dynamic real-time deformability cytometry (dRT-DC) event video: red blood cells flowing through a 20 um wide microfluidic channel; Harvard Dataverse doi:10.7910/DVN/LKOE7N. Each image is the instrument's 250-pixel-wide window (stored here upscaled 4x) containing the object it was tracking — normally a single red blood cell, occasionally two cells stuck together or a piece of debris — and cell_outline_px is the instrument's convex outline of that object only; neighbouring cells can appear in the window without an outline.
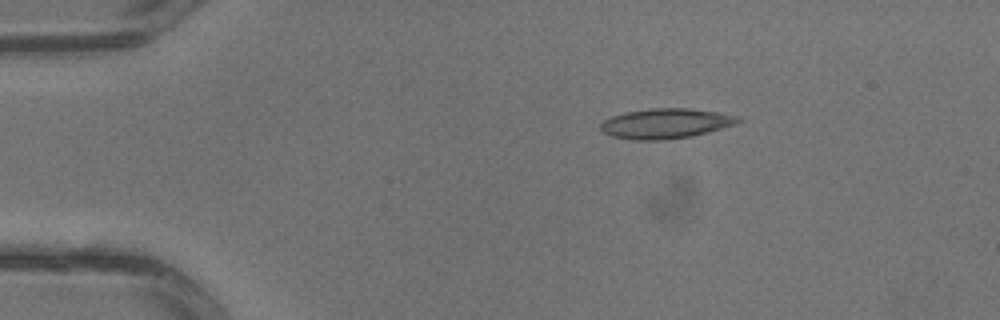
{"species": "common noctule bat (a hibernating species)", "species_latin": "Nyctalus noctula", "temperature_condition": "warm", "stored_images_in_passage": 3, "camera_frame_rate_fps": 3000, "um_per_image_px": 0.085, "animal": {"sex": "male", "body_mass_g": 13.3}, "frame": {"image": 1, "passage_image": 2, "time_ms": 0.333, "image_size_px": [1000, 320], "cell_outline_px": [[744, 120], [736, 124], [708, 132], [692, 136], [664, 140], [636, 140], [612, 136], [604, 132], [600, 128], [600, 124], [604, 120], [612, 116], [624, 112], [652, 108], [692, 108], [740, 116]], "centroid_in_image_um": [56.62, 10.49], "position_along_channel_um": 28.4, "area_um2": 24.16}}